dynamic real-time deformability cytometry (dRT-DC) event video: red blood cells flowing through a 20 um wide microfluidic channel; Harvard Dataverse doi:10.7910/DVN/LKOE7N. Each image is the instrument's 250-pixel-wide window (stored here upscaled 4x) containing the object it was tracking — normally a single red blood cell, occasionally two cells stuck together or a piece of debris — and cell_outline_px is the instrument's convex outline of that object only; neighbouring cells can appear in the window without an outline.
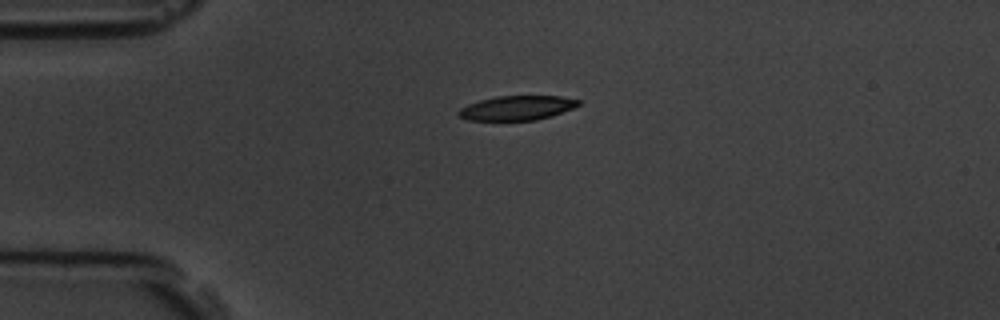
{"species": "common noctule bat (a hibernating species)", "species_latin": "Nyctalus noctula", "temperature_condition": "room temperature", "stored_images_in_passage": 44, "camera_frame_rate_fps": 3000, "um_per_image_px": 0.085, "animal": {"sex": "male", "body_mass_g": 19.5, "forearm_length_mm": 54.6}, "frame": {"image": 1, "passage_image": 1, "time_ms": 0.0, "image_size_px": [1000, 320], "cell_outline_px": [[580, 104], [572, 108], [552, 116], [536, 120], [468, 120], [460, 116], [456, 112], [460, 108], [468, 104], [480, 100], [496, 96], [560, 96], [580, 100]], "centroid_in_image_um": [43.93, 9.17], "position_along_channel_um": 41.1, "area_um2": 16.99}}
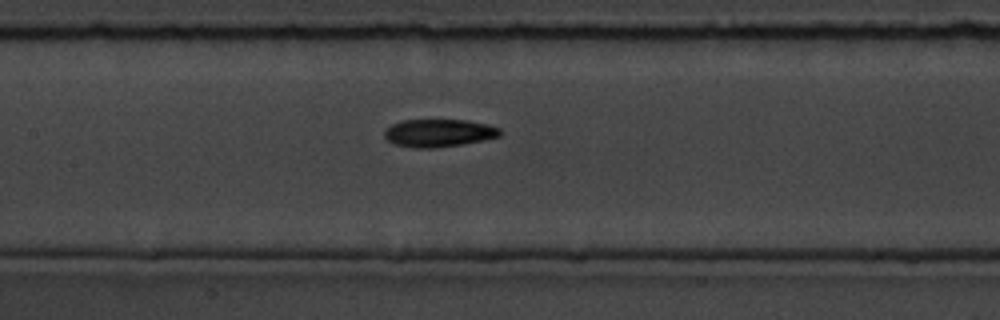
{"frame": {"image": 2, "passage_image": 14, "time_ms": 4.333, "image_size_px": [1000, 320], "cell_outline_px": [[500, 136], [484, 140], [436, 148], [416, 148], [392, 144], [384, 136], [384, 128], [392, 124], [404, 120], [468, 120], [488, 124], [500, 128]], "centroid_in_image_um": [37.27, 11.3], "position_along_channel_um": 170.1, "area_um2": 18.79}}
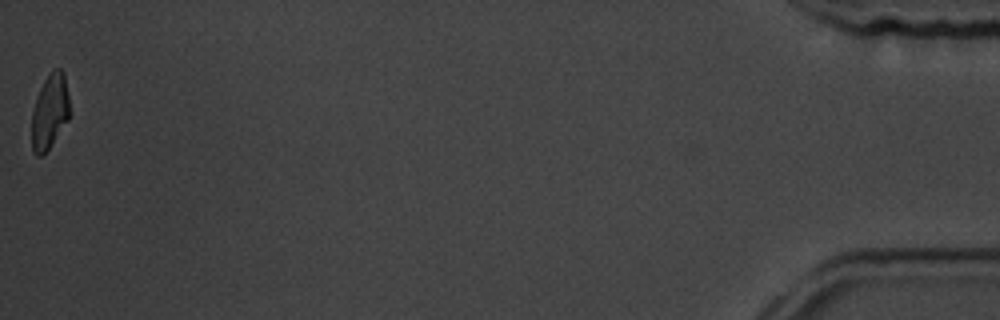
{"frame": {"image": 3, "passage_image": 44, "time_ms": 14.333, "image_size_px": [1000, 320], "cell_outline_px": [[68, 120], [48, 148], [40, 156], [36, 156], [32, 152], [32, 108], [36, 96], [48, 72], [52, 68], [60, 68], [64, 72], [68, 96]], "centroid_in_image_um": [4.2, 9.43], "position_along_channel_um": 431.0, "area_um2": 16.47}, "authors_computed_cell_mechanics": {"area_um2": 18.496, "velocity_mm_per_s": 3.6071, "shape_relaxation_time_tau1_ms": 4.4932, "shape_relaxation_time_tau2_ms": null, "deformation_change_tau1": 0.1673, "deformation_change_tau2": null}}